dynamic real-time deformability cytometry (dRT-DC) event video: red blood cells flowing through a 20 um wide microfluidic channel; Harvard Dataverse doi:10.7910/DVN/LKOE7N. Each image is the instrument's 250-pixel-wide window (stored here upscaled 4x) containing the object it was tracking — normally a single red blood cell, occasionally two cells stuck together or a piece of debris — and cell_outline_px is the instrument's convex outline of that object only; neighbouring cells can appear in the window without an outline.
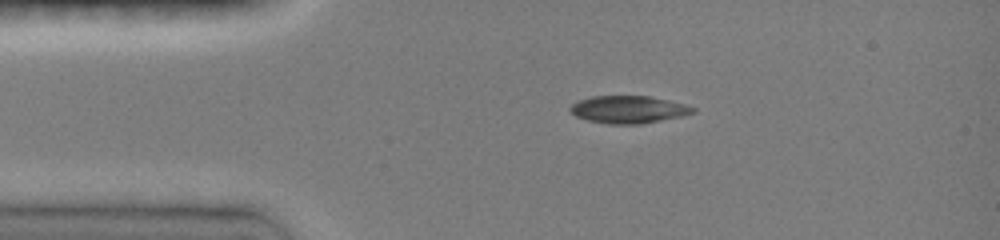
{"species": "common noctule bat (a hibernating species)", "species_latin": "Nyctalus noctula", "temperature_condition": "room temperature", "stored_images_in_passage": 52, "camera_frame_rate_fps": 3000, "um_per_image_px": 0.085, "animal": {"sex": "female", "body_mass_g": 19.0, "forearm_length_mm": 51.5}, "frame": {"image": 1, "passage_image": 1, "time_ms": 0.0, "image_size_px": [1000, 240], "cell_outline_px": [[696, 112], [680, 116], [640, 124], [608, 124], [588, 120], [576, 116], [568, 108], [572, 104], [580, 100], [592, 96], [648, 96], [668, 100], [684, 104], [696, 108]], "centroid_in_image_um": [53.41, 9.3], "position_along_channel_um": 31.6, "area_um2": 19.42}}
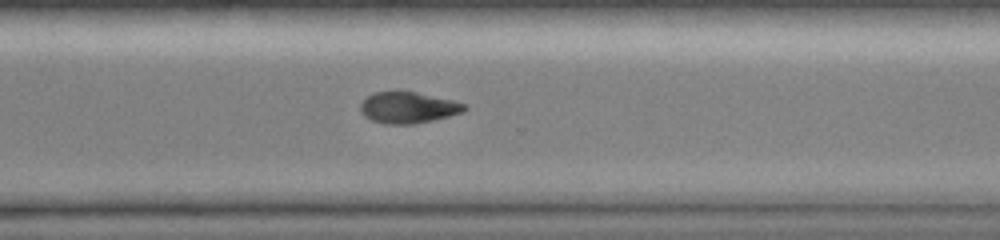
{"frame": {"image": 2, "passage_image": 31, "time_ms": 8.333, "image_size_px": [1000, 240], "cell_outline_px": [[468, 108], [464, 112], [432, 120], [412, 124], [384, 124], [372, 120], [364, 116], [360, 108], [360, 104], [372, 92], [416, 92], [452, 100], [464, 104]], "centroid_in_image_um": [34.68, 9.15], "position_along_channel_um": 335.9, "area_um2": 18.73}}
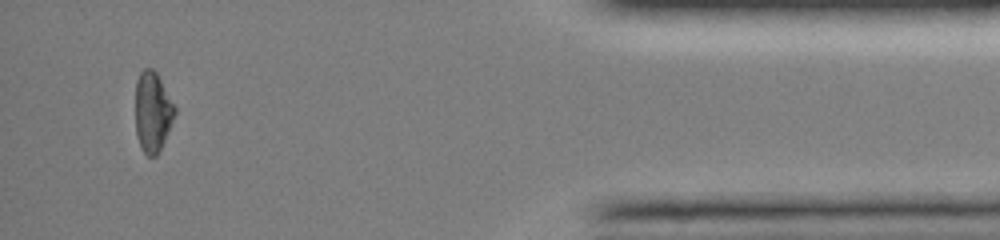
{"frame": {"image": 3, "passage_image": 47, "time_ms": 11.667, "image_size_px": [1000, 240], "cell_outline_px": [[176, 112], [164, 140], [156, 156], [148, 156], [144, 152], [136, 136], [136, 80], [140, 72], [144, 68], [152, 68], [156, 72], [176, 108]], "centroid_in_image_um": [12.96, 9.48], "position_along_channel_um": 422.2, "area_um2": 18.09}, "authors_computed_cell_mechanics": {"area_um2": 19.363, "velocity_mm_per_s": 4.0595, "shape_relaxation_time_tau1_ms": 3.4559, "shape_relaxation_time_tau2_ms": null, "deformation_change_tau1": 0.1399, "deformation_change_tau2": null}}